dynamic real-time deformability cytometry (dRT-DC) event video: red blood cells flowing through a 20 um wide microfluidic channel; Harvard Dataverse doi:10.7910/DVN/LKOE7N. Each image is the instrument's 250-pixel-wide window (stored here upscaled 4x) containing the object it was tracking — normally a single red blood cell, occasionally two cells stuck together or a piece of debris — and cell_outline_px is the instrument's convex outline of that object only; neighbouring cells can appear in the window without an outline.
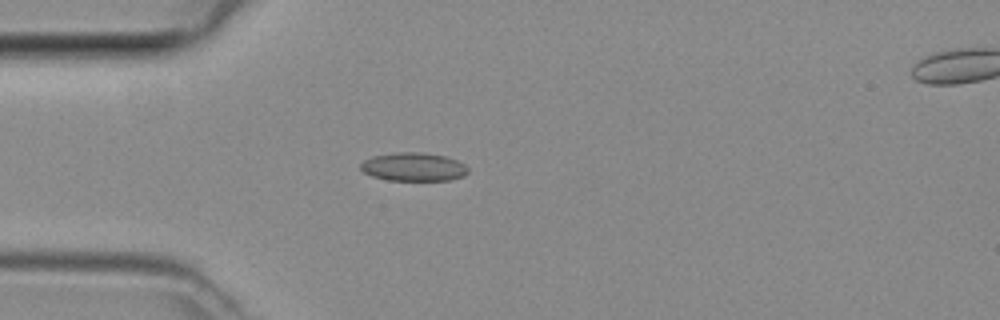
{"species": "common noctule bat (a hibernating species)", "species_latin": "Nyctalus noctula", "temperature_condition": "room temperature", "stored_images_in_passage": 2, "camera_frame_rate_fps": 3000, "um_per_image_px": 0.085, "animal": {"sex": "female", "body_mass_g": 29.2, "forearm_length_mm": 56.3}, "frame": {"image": 1, "passage_image": 1, "time_ms": 0.0, "image_size_px": [1000, 320], "cell_outline_px": [[468, 172], [464, 176], [448, 180], [388, 180], [372, 176], [364, 172], [360, 168], [360, 164], [364, 160], [372, 156], [396, 152], [424, 152], [444, 156], [456, 160], [464, 164], [468, 168]], "centroid_in_image_um": [35.14, 14.18], "position_along_channel_um": 49.9, "area_um2": 17.8}}